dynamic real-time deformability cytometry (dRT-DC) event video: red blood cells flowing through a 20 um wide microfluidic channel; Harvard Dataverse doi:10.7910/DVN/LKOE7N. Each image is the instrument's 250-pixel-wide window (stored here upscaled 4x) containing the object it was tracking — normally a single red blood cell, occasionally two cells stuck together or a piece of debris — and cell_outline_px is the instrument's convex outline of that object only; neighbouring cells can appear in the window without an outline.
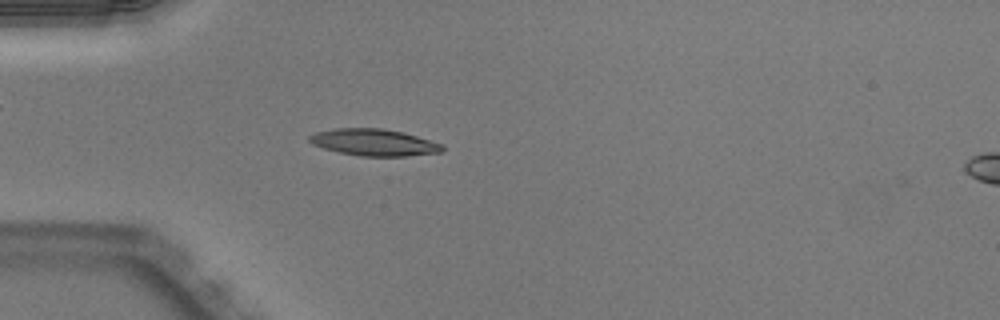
{"species": "Egyptian fruit bat (a non-hibernating species)", "species_latin": "Rousettus aegyptiacus", "temperature_condition": "warm", "stored_images_in_passage": 40, "camera_frame_rate_fps": 3000, "um_per_image_px": 0.085, "animal": {"sex": "male"}, "frame": {"image": 1, "passage_image": 4, "time_ms": 1.0, "image_size_px": [1000, 320], "cell_outline_px": [[444, 148], [440, 152], [404, 156], [360, 156], [340, 152], [324, 148], [312, 144], [308, 140], [308, 136], [316, 132], [336, 128], [384, 128], [404, 132], [444, 144]], "centroid_in_image_um": [31.8, 12.09], "position_along_channel_um": 53.2, "area_um2": 20.75}}
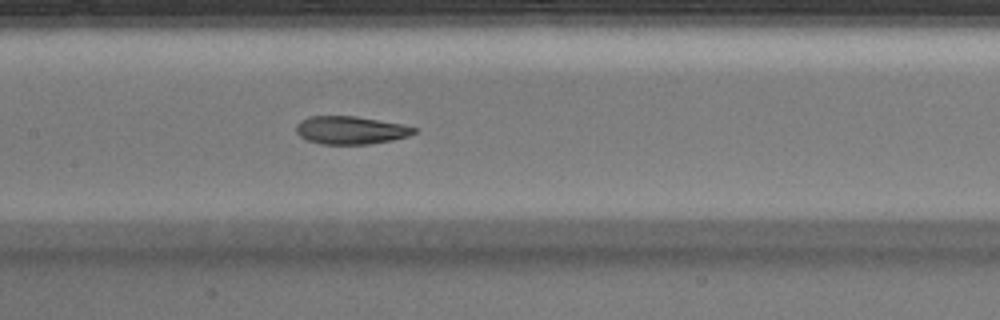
{"frame": {"image": 2, "passage_image": 14, "time_ms": 4.333, "image_size_px": [1000, 320], "cell_outline_px": [[416, 132], [408, 136], [392, 140], [368, 144], [320, 144], [308, 140], [300, 136], [296, 132], [296, 124], [300, 120], [308, 116], [356, 116], [404, 124], [416, 128]], "centroid_in_image_um": [29.79, 11.06], "position_along_channel_um": 177.6, "area_um2": 19.31}}
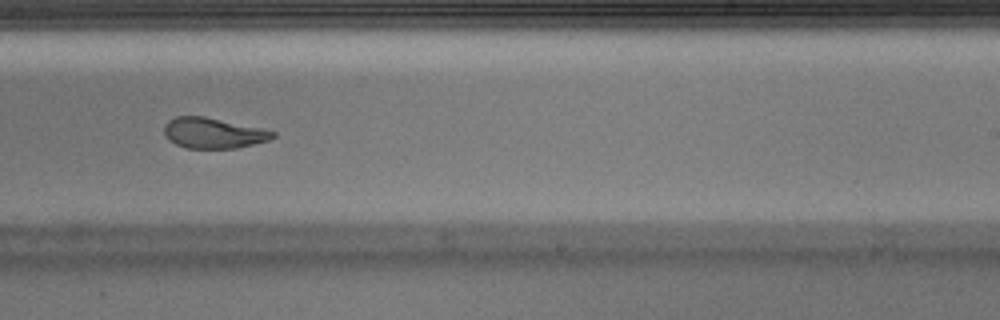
{"frame": {"image": 3, "passage_image": 21, "time_ms": 6.667, "image_size_px": [1000, 320], "cell_outline_px": [[276, 136], [268, 140], [236, 148], [184, 148], [168, 140], [164, 136], [164, 124], [168, 120], [176, 116], [204, 116], [264, 128], [276, 132]], "centroid_in_image_um": [18.11, 11.3], "position_along_channel_um": 270.9, "area_um2": 19.54}, "authors_computed_cell_mechanics": {"area_um2": 20.6057, "velocity_mm_per_s": 4.0142, "shape_relaxation_time_tau1_ms": null, "shape_relaxation_time_tau2_ms": 1.681, "deformation_change_tau1": null, "deformation_change_tau2": 0.0814}}